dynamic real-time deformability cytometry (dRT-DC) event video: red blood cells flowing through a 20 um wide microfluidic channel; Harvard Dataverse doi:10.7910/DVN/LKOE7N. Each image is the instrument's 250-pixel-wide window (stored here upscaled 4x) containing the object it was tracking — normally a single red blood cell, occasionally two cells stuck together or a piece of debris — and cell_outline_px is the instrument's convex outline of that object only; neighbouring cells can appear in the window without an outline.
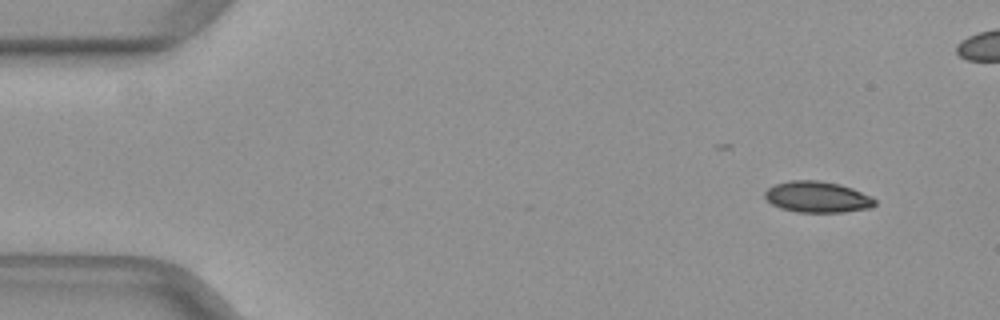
{"species": "common noctule bat (a hibernating species)", "species_latin": "Nyctalus noctula", "temperature_condition": "warm", "stored_images_in_passage": 16, "camera_frame_rate_fps": 3000, "um_per_image_px": 0.085, "animal": {"sex": "female", "body_mass_g": 29.2, "forearm_length_mm": 56.3}, "frame": {"image": 1, "passage_image": 5, "time_ms": 1.333, "image_size_px": [1000, 320], "cell_outline_px": [[876, 204], [872, 208], [844, 212], [796, 212], [780, 208], [772, 204], [764, 196], [764, 192], [768, 188], [776, 184], [788, 180], [820, 180], [840, 184], [852, 188], [872, 196], [876, 200]], "centroid_in_image_um": [69.5, 16.74], "position_along_channel_um": 15.5, "area_um2": 20.17}}